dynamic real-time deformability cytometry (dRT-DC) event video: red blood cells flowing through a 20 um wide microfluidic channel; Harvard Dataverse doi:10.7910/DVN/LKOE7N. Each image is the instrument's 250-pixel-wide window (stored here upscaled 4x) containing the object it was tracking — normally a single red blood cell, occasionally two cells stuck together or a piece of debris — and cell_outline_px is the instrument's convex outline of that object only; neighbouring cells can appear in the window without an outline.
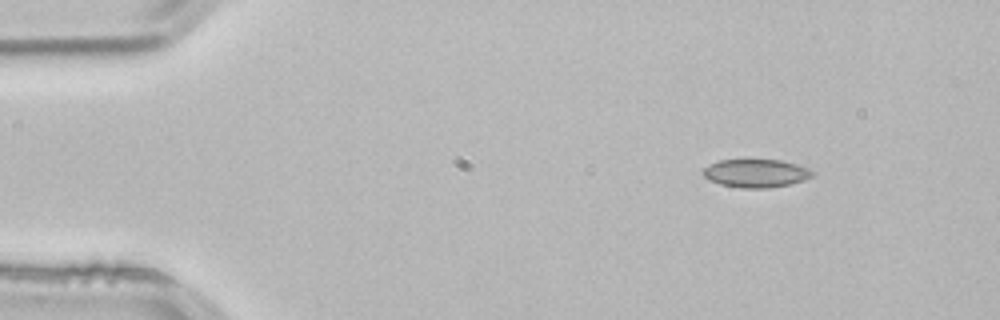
{"species": "common noctule bat (a hibernating species)", "species_latin": "Nyctalus noctula", "temperature_condition": "room temperature", "stored_images_in_passage": 47, "camera_frame_rate_fps": 3000, "um_per_image_px": 0.085, "animal": {"sex": "male", "body_mass_g": 21.5, "forearm_length_mm": 52.0}, "frame": {"image": 1, "passage_image": 1, "time_ms": 0.0, "image_size_px": [1000, 320], "cell_outline_px": [[816, 172], [812, 176], [804, 180], [792, 184], [768, 188], [740, 188], [720, 184], [708, 180], [700, 172], [708, 164], [720, 160], [780, 160], [796, 164], [808, 168]], "centroid_in_image_um": [64.24, 14.73], "position_along_channel_um": 20.8, "area_um2": 18.15}}
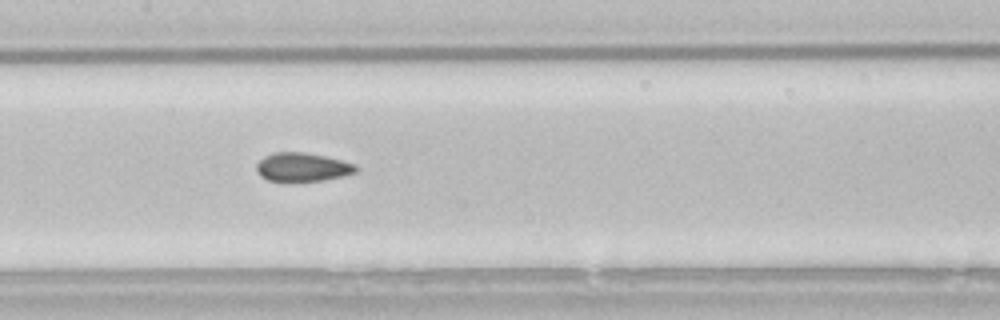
{"frame": {"image": 2, "passage_image": 20, "time_ms": 6.333, "image_size_px": [1000, 320], "cell_outline_px": [[360, 168], [356, 172], [344, 176], [324, 180], [268, 180], [260, 176], [256, 172], [256, 164], [264, 156], [272, 152], [304, 152], [324, 156], [356, 164]], "centroid_in_image_um": [25.71, 14.19], "position_along_channel_um": 181.7, "area_um2": 16.53}}
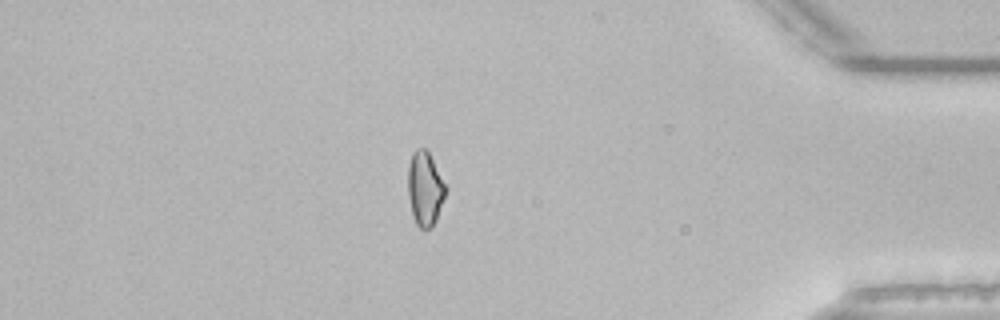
{"frame": {"image": 3, "passage_image": 40, "time_ms": 13.0, "image_size_px": [1000, 320], "cell_outline_px": [[448, 188], [436, 220], [432, 228], [424, 232], [416, 224], [412, 212], [408, 196], [408, 164], [412, 152], [416, 148], [424, 148], [428, 152]], "centroid_in_image_um": [36.12, 16.06], "position_along_channel_um": 399.1, "area_um2": 16.47}, "authors_computed_cell_mechanics": {"area_um2": 16.8776, "velocity_mm_per_s": 3.843, "shape_relaxation_time_tau1_ms": null, "shape_relaxation_time_tau2_ms": 1.6626, "deformation_change_tau1": null, "deformation_change_tau2": 0.0699}}